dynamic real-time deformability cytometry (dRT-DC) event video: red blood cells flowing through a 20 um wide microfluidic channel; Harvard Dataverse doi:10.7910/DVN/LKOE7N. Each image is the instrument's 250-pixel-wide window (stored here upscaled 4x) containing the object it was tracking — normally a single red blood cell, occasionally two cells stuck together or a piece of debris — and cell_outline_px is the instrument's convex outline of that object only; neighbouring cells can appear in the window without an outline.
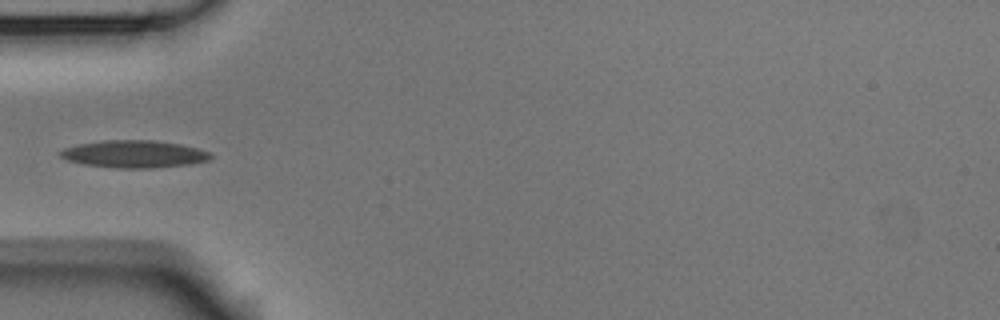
{"species": "Egyptian fruit bat (a non-hibernating species)", "species_latin": "Rousettus aegyptiacus", "temperature_condition": "room temperature", "stored_images_in_passage": 6, "camera_frame_rate_fps": 3000, "um_per_image_px": 0.085, "animal": {"sex": "male"}, "frame": {"image": 1, "passage_image": 5, "time_ms": 1.333, "image_size_px": [1000, 320], "cell_outline_px": [[212, 156], [208, 160], [188, 164], [156, 168], [116, 168], [84, 164], [68, 160], [60, 156], [60, 152], [64, 148], [80, 144], [104, 140], [152, 140], [180, 144], [196, 148], [208, 152]], "centroid_in_image_um": [11.39, 13.09], "position_along_channel_um": 73.6, "area_um2": 23.7}}
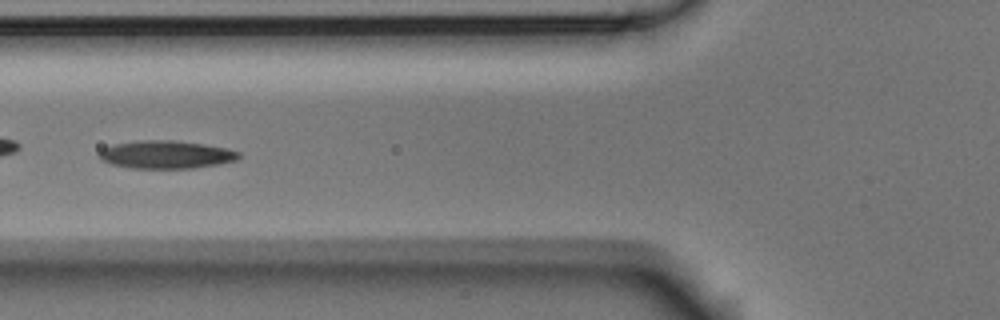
{"frame": {"image": 2, "passage_image": 6, "time_ms": 1.667, "image_size_px": [1000, 320], "cell_outline_px": [[240, 156], [236, 160], [220, 164], [192, 168], [132, 168], [108, 164], [100, 160], [100, 152], [104, 148], [112, 144], [140, 140], [176, 140], [204, 144], [228, 148], [240, 152]], "centroid_in_image_um": [14.12, 13.14], "position_along_channel_um": 111.7, "area_um2": 22.89}}